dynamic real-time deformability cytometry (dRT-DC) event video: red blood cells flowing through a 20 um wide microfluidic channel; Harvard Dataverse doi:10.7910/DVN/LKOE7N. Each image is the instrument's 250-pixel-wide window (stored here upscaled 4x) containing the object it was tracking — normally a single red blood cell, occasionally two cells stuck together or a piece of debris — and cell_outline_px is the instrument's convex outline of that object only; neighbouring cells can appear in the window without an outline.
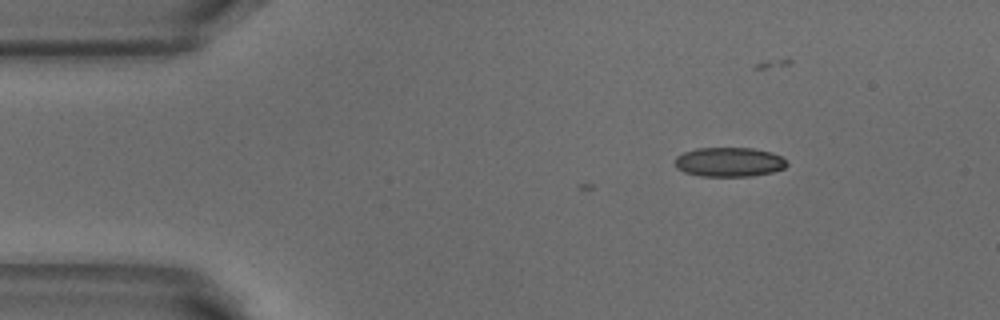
{"species": "common noctule bat (a hibernating species)", "species_latin": "Nyctalus noctula", "temperature_condition": "warm", "stored_images_in_passage": 3, "camera_frame_rate_fps": 3000, "um_per_image_px": 0.085, "animal": {"sex": "male", "body_mass_g": 18.8}, "frame": {"image": 1, "passage_image": 3, "time_ms": 0.667, "image_size_px": [1000, 320], "cell_outline_px": [[788, 164], [784, 168], [772, 172], [752, 176], [700, 176], [684, 172], [676, 168], [676, 156], [684, 152], [696, 148], [752, 148], [772, 152], [780, 156]], "centroid_in_image_um": [61.97, 13.77], "position_along_channel_um": 23.0, "area_um2": 19.13}}